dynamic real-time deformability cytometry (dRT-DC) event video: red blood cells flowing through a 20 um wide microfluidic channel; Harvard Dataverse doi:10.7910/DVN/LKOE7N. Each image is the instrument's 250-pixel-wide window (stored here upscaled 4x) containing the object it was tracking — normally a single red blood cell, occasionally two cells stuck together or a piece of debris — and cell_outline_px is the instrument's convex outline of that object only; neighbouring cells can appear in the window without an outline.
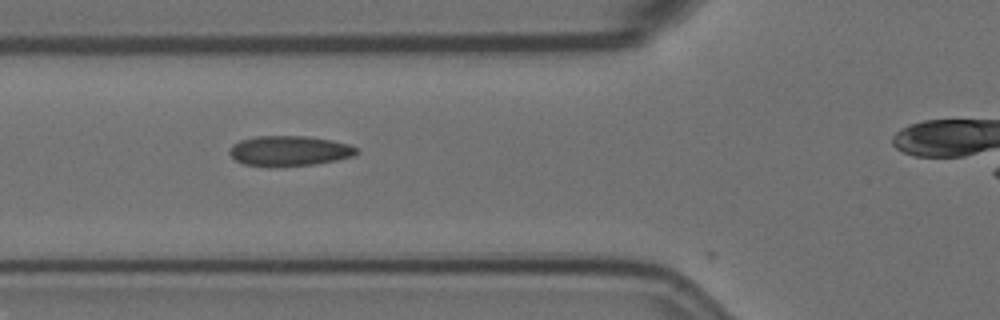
{"species": "Egyptian fruit bat (a non-hibernating species)", "species_latin": "Rousettus aegyptiacus", "temperature_condition": "room temperature", "stored_images_in_passage": 15, "camera_frame_rate_fps": 3000, "um_per_image_px": 0.085, "animal": {"sex": "female"}, "frame": {"image": 1, "passage_image": 12, "time_ms": 3.667, "image_size_px": [1000, 320], "cell_outline_px": [[360, 152], [356, 156], [336, 160], [312, 164], [268, 168], [244, 164], [236, 160], [228, 152], [232, 144], [240, 140], [256, 136], [304, 136], [332, 140], [348, 144], [356, 148]], "centroid_in_image_um": [24.58, 12.84], "position_along_channel_um": 101.2, "area_um2": 22.6}}